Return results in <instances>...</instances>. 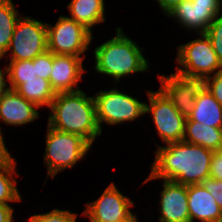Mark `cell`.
Segmentation results:
<instances>
[{"mask_svg":"<svg viewBox=\"0 0 222 222\" xmlns=\"http://www.w3.org/2000/svg\"><path fill=\"white\" fill-rule=\"evenodd\" d=\"M155 144L157 149L154 150L150 173L141 185L161 179L189 186L210 177L212 150L184 141L163 146Z\"/></svg>","mask_w":222,"mask_h":222,"instance_id":"obj_1","label":"cell"},{"mask_svg":"<svg viewBox=\"0 0 222 222\" xmlns=\"http://www.w3.org/2000/svg\"><path fill=\"white\" fill-rule=\"evenodd\" d=\"M49 110L47 125L53 129L80 135L92 146L103 134L97 123L94 97L82 89L56 94Z\"/></svg>","mask_w":222,"mask_h":222,"instance_id":"obj_2","label":"cell"},{"mask_svg":"<svg viewBox=\"0 0 222 222\" xmlns=\"http://www.w3.org/2000/svg\"><path fill=\"white\" fill-rule=\"evenodd\" d=\"M115 30L112 38L94 48L93 71L111 77L112 83L118 84L122 78L147 72L151 65L143 55L145 48L129 38L121 26Z\"/></svg>","mask_w":222,"mask_h":222,"instance_id":"obj_3","label":"cell"},{"mask_svg":"<svg viewBox=\"0 0 222 222\" xmlns=\"http://www.w3.org/2000/svg\"><path fill=\"white\" fill-rule=\"evenodd\" d=\"M92 145L82 136L53 129L47 125L45 133V152L43 163L46 166L47 175L52 179L56 175L72 169L79 161L84 160Z\"/></svg>","mask_w":222,"mask_h":222,"instance_id":"obj_4","label":"cell"},{"mask_svg":"<svg viewBox=\"0 0 222 222\" xmlns=\"http://www.w3.org/2000/svg\"><path fill=\"white\" fill-rule=\"evenodd\" d=\"M114 88L98 90L93 97L96 105V118L100 130L103 132V125L119 126L128 122L139 121L145 114V101H140L139 97L122 92L114 84ZM118 88V89H117Z\"/></svg>","mask_w":222,"mask_h":222,"instance_id":"obj_5","label":"cell"},{"mask_svg":"<svg viewBox=\"0 0 222 222\" xmlns=\"http://www.w3.org/2000/svg\"><path fill=\"white\" fill-rule=\"evenodd\" d=\"M197 38L184 44H178L175 72L191 77L215 75L222 70V65L205 33H196Z\"/></svg>","mask_w":222,"mask_h":222,"instance_id":"obj_6","label":"cell"},{"mask_svg":"<svg viewBox=\"0 0 222 222\" xmlns=\"http://www.w3.org/2000/svg\"><path fill=\"white\" fill-rule=\"evenodd\" d=\"M47 50L53 54L73 55L85 58L93 34L83 25L65 15H59L55 24H46Z\"/></svg>","mask_w":222,"mask_h":222,"instance_id":"obj_7","label":"cell"},{"mask_svg":"<svg viewBox=\"0 0 222 222\" xmlns=\"http://www.w3.org/2000/svg\"><path fill=\"white\" fill-rule=\"evenodd\" d=\"M46 24L34 17L22 15L15 25L9 48L1 58L5 57L6 61L33 60L45 52L47 50Z\"/></svg>","mask_w":222,"mask_h":222,"instance_id":"obj_8","label":"cell"},{"mask_svg":"<svg viewBox=\"0 0 222 222\" xmlns=\"http://www.w3.org/2000/svg\"><path fill=\"white\" fill-rule=\"evenodd\" d=\"M145 116L151 115L158 136L163 144L183 141L186 118L173 106L167 96L158 89L147 90Z\"/></svg>","mask_w":222,"mask_h":222,"instance_id":"obj_9","label":"cell"},{"mask_svg":"<svg viewBox=\"0 0 222 222\" xmlns=\"http://www.w3.org/2000/svg\"><path fill=\"white\" fill-rule=\"evenodd\" d=\"M129 196L123 194L116 184L111 182L97 200L87 202L82 216L90 222H120L129 218L135 207Z\"/></svg>","mask_w":222,"mask_h":222,"instance_id":"obj_10","label":"cell"},{"mask_svg":"<svg viewBox=\"0 0 222 222\" xmlns=\"http://www.w3.org/2000/svg\"><path fill=\"white\" fill-rule=\"evenodd\" d=\"M222 14V0H184L165 17L173 18L191 34L205 33L209 25ZM193 31V32H192Z\"/></svg>","mask_w":222,"mask_h":222,"instance_id":"obj_11","label":"cell"},{"mask_svg":"<svg viewBox=\"0 0 222 222\" xmlns=\"http://www.w3.org/2000/svg\"><path fill=\"white\" fill-rule=\"evenodd\" d=\"M159 89L173 106L187 119L192 113L196 97L205 88V78L185 76L178 72L158 75Z\"/></svg>","mask_w":222,"mask_h":222,"instance_id":"obj_12","label":"cell"},{"mask_svg":"<svg viewBox=\"0 0 222 222\" xmlns=\"http://www.w3.org/2000/svg\"><path fill=\"white\" fill-rule=\"evenodd\" d=\"M85 58L73 55L53 54L50 85L56 94L79 91L83 74L86 70L83 66Z\"/></svg>","mask_w":222,"mask_h":222,"instance_id":"obj_13","label":"cell"},{"mask_svg":"<svg viewBox=\"0 0 222 222\" xmlns=\"http://www.w3.org/2000/svg\"><path fill=\"white\" fill-rule=\"evenodd\" d=\"M38 109L36 104L10 88L0 97V121L4 125L18 127L34 122L41 116ZM2 131L0 124V142L6 146Z\"/></svg>","mask_w":222,"mask_h":222,"instance_id":"obj_14","label":"cell"},{"mask_svg":"<svg viewBox=\"0 0 222 222\" xmlns=\"http://www.w3.org/2000/svg\"><path fill=\"white\" fill-rule=\"evenodd\" d=\"M160 191L159 222H190L187 186L174 181L163 180Z\"/></svg>","mask_w":222,"mask_h":222,"instance_id":"obj_15","label":"cell"},{"mask_svg":"<svg viewBox=\"0 0 222 222\" xmlns=\"http://www.w3.org/2000/svg\"><path fill=\"white\" fill-rule=\"evenodd\" d=\"M190 222H222V209L201 184L187 186Z\"/></svg>","mask_w":222,"mask_h":222,"instance_id":"obj_16","label":"cell"},{"mask_svg":"<svg viewBox=\"0 0 222 222\" xmlns=\"http://www.w3.org/2000/svg\"><path fill=\"white\" fill-rule=\"evenodd\" d=\"M69 18L93 34V27L106 21L105 0H71L67 5Z\"/></svg>","mask_w":222,"mask_h":222,"instance_id":"obj_17","label":"cell"},{"mask_svg":"<svg viewBox=\"0 0 222 222\" xmlns=\"http://www.w3.org/2000/svg\"><path fill=\"white\" fill-rule=\"evenodd\" d=\"M7 149L0 156V204H13L21 202L22 195L17 188V177L20 174L16 171L17 161Z\"/></svg>","mask_w":222,"mask_h":222,"instance_id":"obj_18","label":"cell"},{"mask_svg":"<svg viewBox=\"0 0 222 222\" xmlns=\"http://www.w3.org/2000/svg\"><path fill=\"white\" fill-rule=\"evenodd\" d=\"M186 120L222 128V105L205 87L196 97L192 113Z\"/></svg>","mask_w":222,"mask_h":222,"instance_id":"obj_19","label":"cell"},{"mask_svg":"<svg viewBox=\"0 0 222 222\" xmlns=\"http://www.w3.org/2000/svg\"><path fill=\"white\" fill-rule=\"evenodd\" d=\"M183 141L219 151L222 150V128L186 120Z\"/></svg>","mask_w":222,"mask_h":222,"instance_id":"obj_20","label":"cell"},{"mask_svg":"<svg viewBox=\"0 0 222 222\" xmlns=\"http://www.w3.org/2000/svg\"><path fill=\"white\" fill-rule=\"evenodd\" d=\"M15 90L22 97L36 104L39 108H49L56 95L49 80L41 77L24 80V83L20 84Z\"/></svg>","mask_w":222,"mask_h":222,"instance_id":"obj_21","label":"cell"},{"mask_svg":"<svg viewBox=\"0 0 222 222\" xmlns=\"http://www.w3.org/2000/svg\"><path fill=\"white\" fill-rule=\"evenodd\" d=\"M21 16L13 0L0 1V57L7 52L15 25Z\"/></svg>","mask_w":222,"mask_h":222,"instance_id":"obj_22","label":"cell"},{"mask_svg":"<svg viewBox=\"0 0 222 222\" xmlns=\"http://www.w3.org/2000/svg\"><path fill=\"white\" fill-rule=\"evenodd\" d=\"M7 68L8 87L15 90L24 80L37 78L35 58L33 60L5 61Z\"/></svg>","mask_w":222,"mask_h":222,"instance_id":"obj_23","label":"cell"},{"mask_svg":"<svg viewBox=\"0 0 222 222\" xmlns=\"http://www.w3.org/2000/svg\"><path fill=\"white\" fill-rule=\"evenodd\" d=\"M77 213L70 210L54 208L49 212L33 214L29 216L28 222H77Z\"/></svg>","mask_w":222,"mask_h":222,"instance_id":"obj_24","label":"cell"},{"mask_svg":"<svg viewBox=\"0 0 222 222\" xmlns=\"http://www.w3.org/2000/svg\"><path fill=\"white\" fill-rule=\"evenodd\" d=\"M205 34L209 37L213 49L222 65V14L209 25Z\"/></svg>","mask_w":222,"mask_h":222,"instance_id":"obj_25","label":"cell"},{"mask_svg":"<svg viewBox=\"0 0 222 222\" xmlns=\"http://www.w3.org/2000/svg\"><path fill=\"white\" fill-rule=\"evenodd\" d=\"M52 70V52L46 50L35 57V71L37 77L49 80Z\"/></svg>","mask_w":222,"mask_h":222,"instance_id":"obj_26","label":"cell"},{"mask_svg":"<svg viewBox=\"0 0 222 222\" xmlns=\"http://www.w3.org/2000/svg\"><path fill=\"white\" fill-rule=\"evenodd\" d=\"M205 87L222 105V70L205 78Z\"/></svg>","mask_w":222,"mask_h":222,"instance_id":"obj_27","label":"cell"},{"mask_svg":"<svg viewBox=\"0 0 222 222\" xmlns=\"http://www.w3.org/2000/svg\"><path fill=\"white\" fill-rule=\"evenodd\" d=\"M200 184L210 192L218 206L222 209V181L208 177Z\"/></svg>","mask_w":222,"mask_h":222,"instance_id":"obj_28","label":"cell"},{"mask_svg":"<svg viewBox=\"0 0 222 222\" xmlns=\"http://www.w3.org/2000/svg\"><path fill=\"white\" fill-rule=\"evenodd\" d=\"M210 177L222 181V150L213 151L210 164Z\"/></svg>","mask_w":222,"mask_h":222,"instance_id":"obj_29","label":"cell"},{"mask_svg":"<svg viewBox=\"0 0 222 222\" xmlns=\"http://www.w3.org/2000/svg\"><path fill=\"white\" fill-rule=\"evenodd\" d=\"M14 207L7 204H0V222H15Z\"/></svg>","mask_w":222,"mask_h":222,"instance_id":"obj_30","label":"cell"},{"mask_svg":"<svg viewBox=\"0 0 222 222\" xmlns=\"http://www.w3.org/2000/svg\"><path fill=\"white\" fill-rule=\"evenodd\" d=\"M157 5L162 10V14L165 16L171 11L176 5L183 2L184 0H155Z\"/></svg>","mask_w":222,"mask_h":222,"instance_id":"obj_31","label":"cell"},{"mask_svg":"<svg viewBox=\"0 0 222 222\" xmlns=\"http://www.w3.org/2000/svg\"><path fill=\"white\" fill-rule=\"evenodd\" d=\"M1 60L2 58L0 57V61ZM8 88L7 68L5 65L3 68L0 67V97L7 91Z\"/></svg>","mask_w":222,"mask_h":222,"instance_id":"obj_32","label":"cell"},{"mask_svg":"<svg viewBox=\"0 0 222 222\" xmlns=\"http://www.w3.org/2000/svg\"><path fill=\"white\" fill-rule=\"evenodd\" d=\"M120 222H139L138 215L133 213L129 218H127L126 220L120 221Z\"/></svg>","mask_w":222,"mask_h":222,"instance_id":"obj_33","label":"cell"},{"mask_svg":"<svg viewBox=\"0 0 222 222\" xmlns=\"http://www.w3.org/2000/svg\"><path fill=\"white\" fill-rule=\"evenodd\" d=\"M8 149L4 144L0 142V156Z\"/></svg>","mask_w":222,"mask_h":222,"instance_id":"obj_34","label":"cell"}]
</instances>
